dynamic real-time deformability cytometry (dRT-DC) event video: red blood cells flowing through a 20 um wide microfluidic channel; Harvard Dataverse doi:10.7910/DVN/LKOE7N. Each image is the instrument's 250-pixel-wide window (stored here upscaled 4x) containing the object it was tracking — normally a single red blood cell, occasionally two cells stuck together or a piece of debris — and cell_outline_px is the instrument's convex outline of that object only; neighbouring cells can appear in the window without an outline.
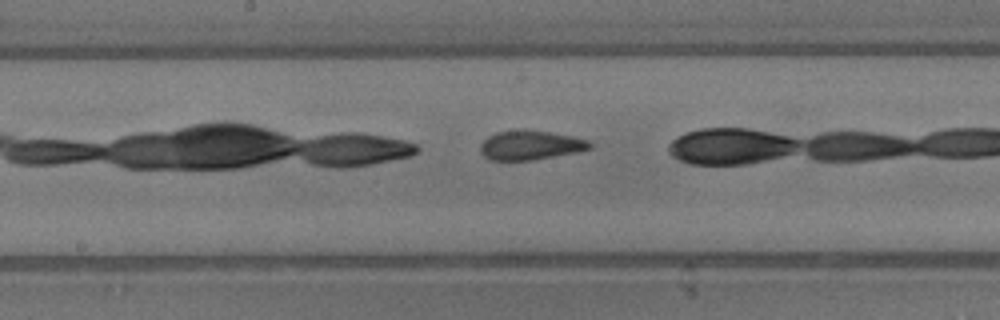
{"species": "common noctule bat (a hibernating species)", "species_latin": "Nyctalus noctula", "temperature_condition": "warm", "stored_images_in_passage": 18, "camera_frame_rate_fps": 3000, "um_per_image_px": 0.085, "animal": {"sex": "male", "body_mass_g": 13.3}, "frame": {"image": 1, "passage_image": 11, "time_ms": 3.333, "image_size_px": [1000, 320], "cell_outline_px": [[592, 148], [580, 152], [532, 160], [488, 160], [480, 152], [480, 144], [488, 136], [496, 132], [548, 132], [572, 136], [592, 140]], "centroid_in_image_um": [45.14, 12.38], "position_along_channel_um": 203.1, "area_um2": 18.38}}